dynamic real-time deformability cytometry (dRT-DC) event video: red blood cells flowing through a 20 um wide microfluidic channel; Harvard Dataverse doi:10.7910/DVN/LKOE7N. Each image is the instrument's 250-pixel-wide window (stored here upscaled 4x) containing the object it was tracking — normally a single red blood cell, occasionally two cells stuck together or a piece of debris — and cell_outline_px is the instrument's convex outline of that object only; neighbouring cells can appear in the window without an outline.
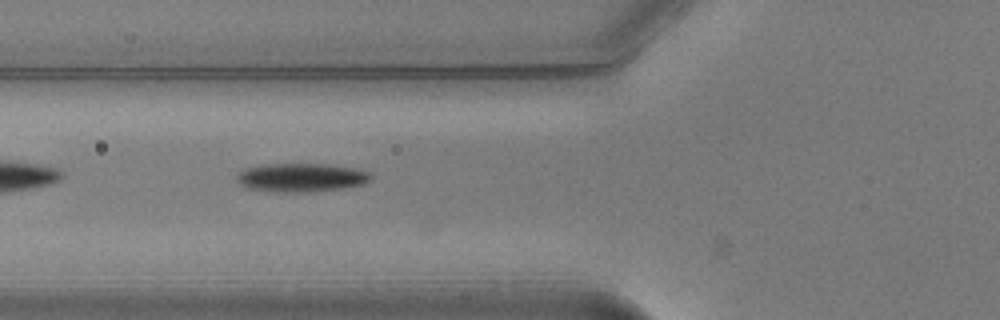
{"species": "common noctule bat (a hibernating species)", "species_latin": "Nyctalus noctula", "temperature_condition": "warm", "stored_images_in_passage": 7, "camera_frame_rate_fps": 3000, "um_per_image_px": 0.085, "animal": {"sex": "male", "body_mass_g": 20.5, "forearm_length_mm": 52.5}, "frame": {"image": 1, "passage_image": 5, "time_ms": 1.333, "image_size_px": [1000, 320], "cell_outline_px": [[372, 176], [364, 184], [336, 188], [300, 192], [284, 192], [248, 188], [240, 184], [236, 180], [236, 176], [244, 168], [264, 164], [328, 164], [356, 168], [368, 172]], "centroid_in_image_um": [25.56, 15.07], "position_along_channel_um": 100.2, "area_um2": 21.96}}